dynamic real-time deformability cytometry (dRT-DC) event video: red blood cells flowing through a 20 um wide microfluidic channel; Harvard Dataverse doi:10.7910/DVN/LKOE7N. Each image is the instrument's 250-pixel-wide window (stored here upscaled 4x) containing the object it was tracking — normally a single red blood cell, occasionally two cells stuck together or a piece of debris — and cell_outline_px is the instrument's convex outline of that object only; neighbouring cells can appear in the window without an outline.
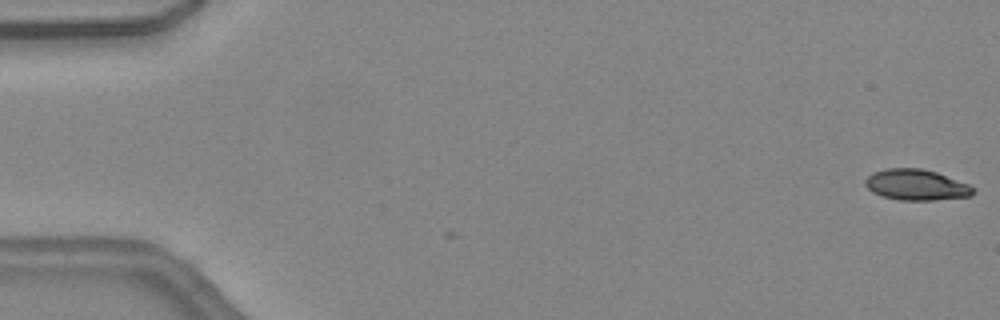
{"species": "common noctule bat (a hibernating species)", "species_latin": "Nyctalus noctula", "temperature_condition": "warm", "stored_images_in_passage": 2, "camera_frame_rate_fps": 3000, "um_per_image_px": 0.085, "animal": {"sex": "female", "body_mass_g": 24.6, "forearm_length_mm": 56.2}, "frame": {"image": 1, "passage_image": 2, "time_ms": 0.333, "image_size_px": [1000, 320], "cell_outline_px": [[976, 192], [972, 196], [932, 200], [900, 200], [880, 196], [872, 192], [864, 184], [864, 180], [872, 172], [884, 168], [920, 168], [936, 172], [968, 184]], "centroid_in_image_um": [77.84, 15.71], "position_along_channel_um": 7.2, "area_um2": 19.48}}